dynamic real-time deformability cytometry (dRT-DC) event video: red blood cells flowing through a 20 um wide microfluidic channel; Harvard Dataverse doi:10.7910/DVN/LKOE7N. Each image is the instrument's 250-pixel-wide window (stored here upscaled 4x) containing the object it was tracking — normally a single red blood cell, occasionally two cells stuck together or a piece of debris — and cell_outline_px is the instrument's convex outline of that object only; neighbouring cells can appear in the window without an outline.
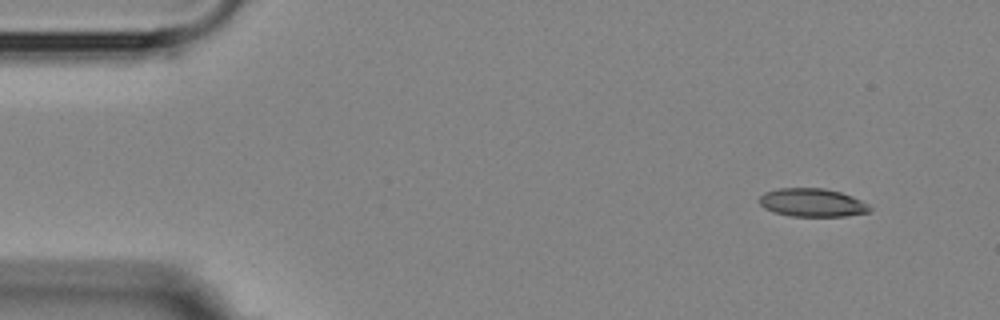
{"species": "Egyptian fruit bat (a non-hibernating species)", "species_latin": "Rousettus aegyptiacus", "temperature_condition": "room temperature", "stored_images_in_passage": 4, "camera_frame_rate_fps": 3000, "um_per_image_px": 0.085, "animal": {"sex": "female"}, "frame": {"image": 1, "passage_image": 1, "time_ms": 0.0, "image_size_px": [1000, 320], "cell_outline_px": [[872, 208], [868, 212], [844, 216], [792, 216], [772, 212], [764, 208], [760, 204], [760, 196], [764, 192], [776, 188], [824, 188], [840, 192], [852, 196], [868, 204]], "centroid_in_image_um": [69.01, 17.22], "position_along_channel_um": 16.0, "area_um2": 18.21}}
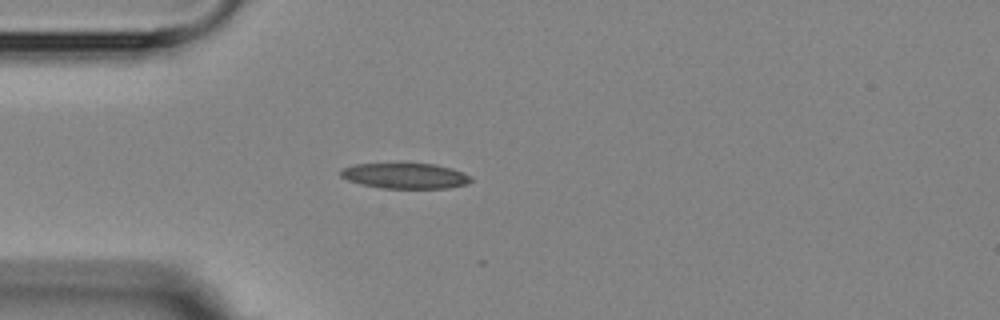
{"frame": {"image": 2, "passage_image": 3, "time_ms": 3.333, "image_size_px": [1000, 320], "cell_outline_px": [[472, 180], [468, 184], [448, 188], [384, 188], [360, 184], [348, 180], [340, 176], [340, 168], [352, 164], [400, 160], [436, 164], [452, 168], [464, 172], [472, 176]], "centroid_in_image_um": [34.41, 14.88], "position_along_channel_um": 50.6, "area_um2": 20.69}}